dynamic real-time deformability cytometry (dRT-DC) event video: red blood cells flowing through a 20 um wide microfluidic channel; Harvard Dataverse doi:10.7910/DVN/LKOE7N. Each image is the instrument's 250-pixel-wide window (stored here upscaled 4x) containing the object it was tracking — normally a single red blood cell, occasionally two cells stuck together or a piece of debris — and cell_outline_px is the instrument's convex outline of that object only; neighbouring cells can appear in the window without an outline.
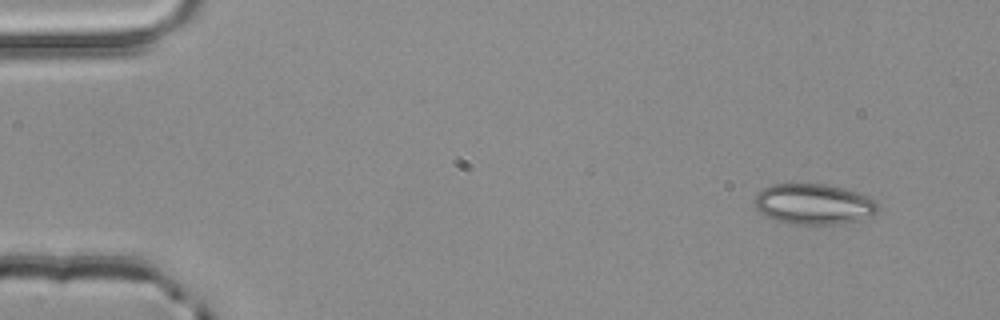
{"species": "common noctule bat (a hibernating species)", "species_latin": "Nyctalus noctula", "temperature_condition": "room temperature", "stored_images_in_passage": 4, "segment_of_instrument_passage": [2, 2], "camera_frame_rate_fps": 3000, "um_per_image_px": 0.085, "animal": {"sex": "male", "body_mass_g": 20.4}, "frame": {"image": 1, "passage_image": 4, "time_ms": 1.0, "image_size_px": [1000, 320], "cell_outline_px": [[880, 204], [876, 212], [872, 216], [856, 220], [836, 224], [788, 224], [776, 220], [760, 212], [756, 208], [756, 192], [772, 184], [824, 184], [856, 192], [868, 196], [876, 200]], "centroid_in_image_um": [69.18, 17.35], "position_along_channel_um": 15.8, "area_um2": 29.02}}